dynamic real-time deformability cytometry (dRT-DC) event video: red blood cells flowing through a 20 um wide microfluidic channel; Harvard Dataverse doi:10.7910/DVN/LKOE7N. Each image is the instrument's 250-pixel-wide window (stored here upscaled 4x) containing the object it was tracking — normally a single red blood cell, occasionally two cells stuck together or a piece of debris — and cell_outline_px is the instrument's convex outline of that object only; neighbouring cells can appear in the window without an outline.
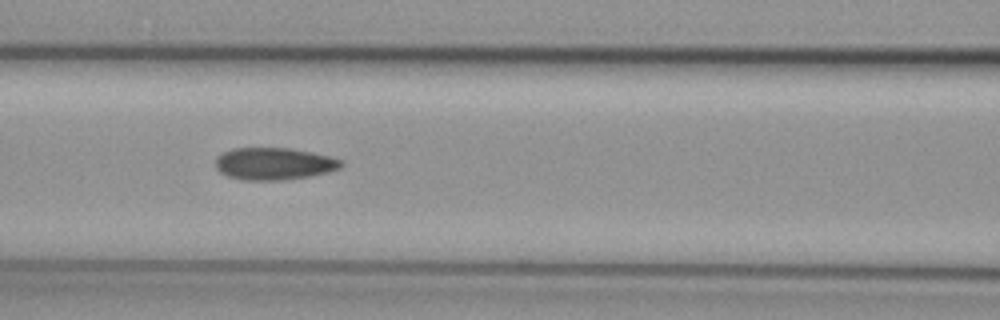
{"species": "common noctule bat (a hibernating species)", "species_latin": "Nyctalus noctula", "temperature_condition": "cold", "stored_images_in_passage": 9, "camera_frame_rate_fps": 3000, "um_per_image_px": 0.085, "animal": {"sex": "female", "body_mass_g": 29.2, "forearm_length_mm": 56.3}, "frame": {"image": 1, "passage_image": 6, "time_ms": 6.667, "image_size_px": [1000, 320], "cell_outline_px": [[344, 164], [340, 168], [328, 172], [308, 176], [284, 180], [244, 180], [228, 176], [220, 172], [216, 168], [216, 156], [232, 148], [292, 148], [312, 152], [328, 156], [340, 160]], "centroid_in_image_um": [23.27, 13.91], "position_along_channel_um": 143.3, "area_um2": 23.52}}
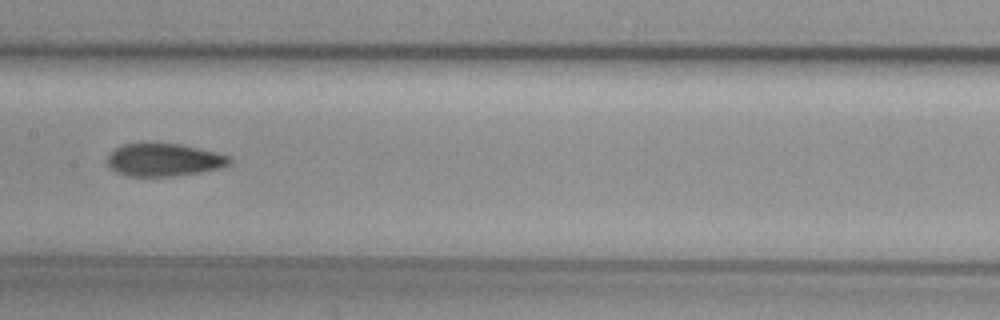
{"frame": {"image": 2, "passage_image": 7, "time_ms": 8.0, "image_size_px": [1000, 320], "cell_outline_px": [[232, 160], [228, 164], [220, 168], [200, 172], [176, 176], [128, 176], [116, 172], [108, 168], [108, 156], [116, 148], [124, 144], [144, 140], [148, 140], [180, 144], [216, 152], [228, 156]], "centroid_in_image_um": [13.88, 13.55], "position_along_channel_um": 193.5, "area_um2": 23.93}}